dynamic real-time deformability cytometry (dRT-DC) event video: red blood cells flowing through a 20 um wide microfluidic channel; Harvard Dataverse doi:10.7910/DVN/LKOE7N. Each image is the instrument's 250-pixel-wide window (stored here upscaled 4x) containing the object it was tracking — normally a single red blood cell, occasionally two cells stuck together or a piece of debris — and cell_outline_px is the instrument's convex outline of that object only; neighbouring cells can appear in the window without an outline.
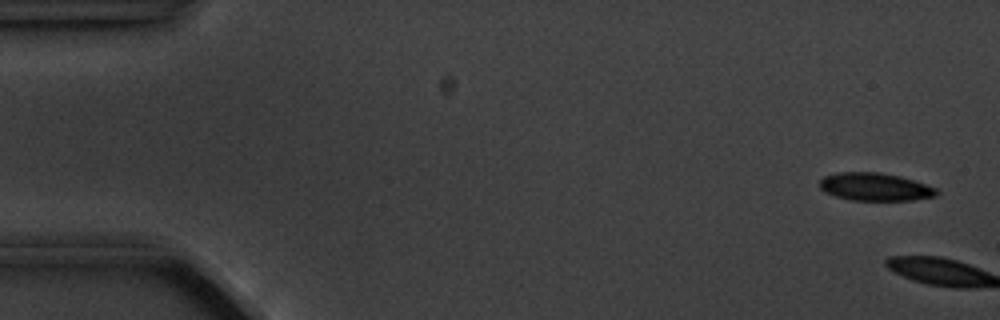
{"species": "common noctule bat (a hibernating species)", "species_latin": "Nyctalus noctula", "temperature_condition": "cold", "stored_images_in_passage": 3, "camera_frame_rate_fps": 3000, "um_per_image_px": 0.085, "animal": {"sex": "male", "body_mass_g": 20.1, "forearm_length_mm": 53.5}, "frame": {"image": 1, "passage_image": 1, "time_ms": 0.0, "image_size_px": [1000, 320], "cell_outline_px": [[940, 192], [936, 196], [912, 200], [848, 200], [824, 192], [820, 188], [820, 180], [824, 176], [836, 172], [880, 172], [900, 176], [936, 188]], "centroid_in_image_um": [74.35, 15.88], "position_along_channel_um": 10.6, "area_um2": 19.02}}